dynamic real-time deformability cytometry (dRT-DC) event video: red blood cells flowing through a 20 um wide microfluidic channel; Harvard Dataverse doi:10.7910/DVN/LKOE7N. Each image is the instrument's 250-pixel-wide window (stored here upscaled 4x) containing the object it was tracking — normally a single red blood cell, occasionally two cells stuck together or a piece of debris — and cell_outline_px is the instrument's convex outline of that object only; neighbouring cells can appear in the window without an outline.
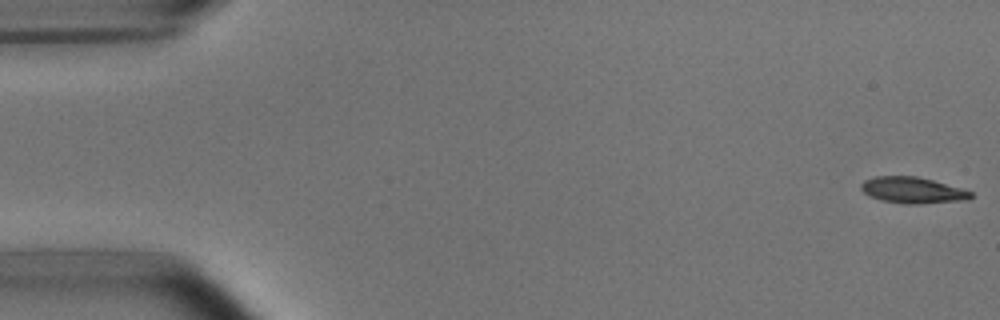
{"species": "common noctule bat (a hibernating species)", "species_latin": "Nyctalus noctula", "temperature_condition": "room temperature", "stored_images_in_passage": 52, "camera_frame_rate_fps": 3000, "um_per_image_px": 0.085, "animal": {"sex": "male", "body_mass_g": 15.6}, "frame": {"image": 1, "passage_image": 1, "time_ms": 0.0, "image_size_px": [1000, 320], "cell_outline_px": [[972, 196], [964, 200], [916, 204], [908, 204], [880, 200], [868, 196], [860, 188], [860, 184], [864, 180], [876, 176], [916, 176], [932, 180], [960, 188], [972, 192]], "centroid_in_image_um": [77.51, 16.16], "position_along_channel_um": 7.5, "area_um2": 16.59}}
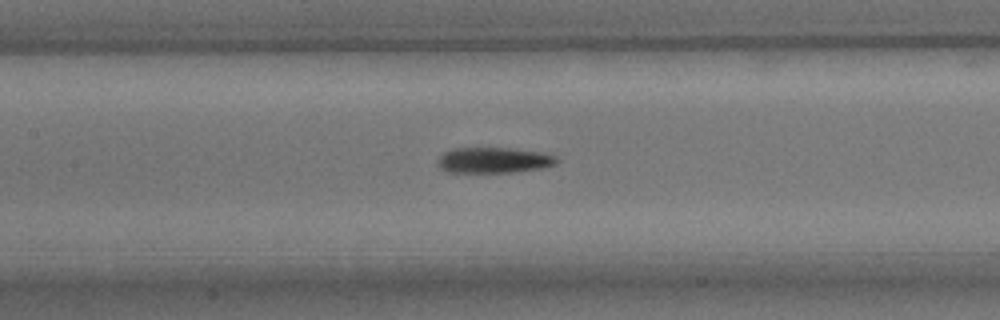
{"frame": {"image": 2, "passage_image": 24, "time_ms": 7.667, "image_size_px": [1000, 320], "cell_outline_px": [[560, 160], [556, 164], [540, 168], [512, 172], [448, 172], [440, 168], [436, 164], [440, 156], [444, 152], [452, 148], [504, 148], [540, 152], [556, 156]], "centroid_in_image_um": [41.94, 13.62], "position_along_channel_um": 165.5, "area_um2": 17.69}}
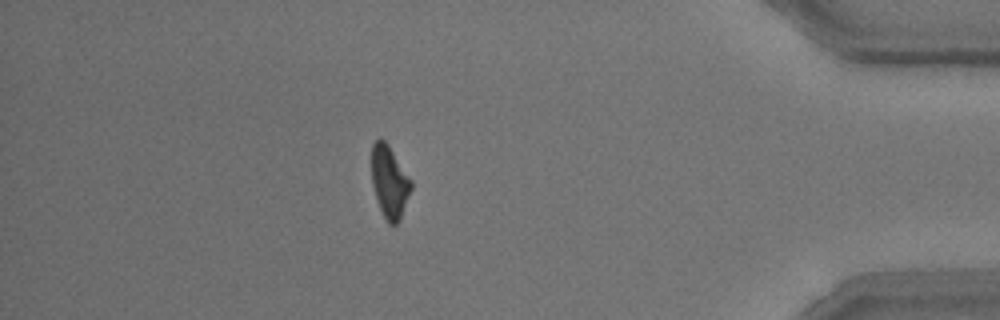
{"frame": {"image": 3, "passage_image": 46, "time_ms": 15.0, "image_size_px": [1000, 320], "cell_outline_px": [[412, 188], [400, 220], [396, 224], [388, 224], [376, 200], [372, 184], [372, 144], [380, 136], [388, 144], [412, 180]], "centroid_in_image_um": [33.11, 15.45], "position_along_channel_um": 402.1, "area_um2": 16.7}, "authors_computed_cell_mechanics": {"area_um2": 17.4845, "velocity_mm_per_s": 3.8162, "shape_relaxation_time_tau1_ms": 3.4757, "shape_relaxation_time_tau2_ms": 7.9307, "deformation_change_tau1": 0.1686, "deformation_change_tau2": 0.1832}}